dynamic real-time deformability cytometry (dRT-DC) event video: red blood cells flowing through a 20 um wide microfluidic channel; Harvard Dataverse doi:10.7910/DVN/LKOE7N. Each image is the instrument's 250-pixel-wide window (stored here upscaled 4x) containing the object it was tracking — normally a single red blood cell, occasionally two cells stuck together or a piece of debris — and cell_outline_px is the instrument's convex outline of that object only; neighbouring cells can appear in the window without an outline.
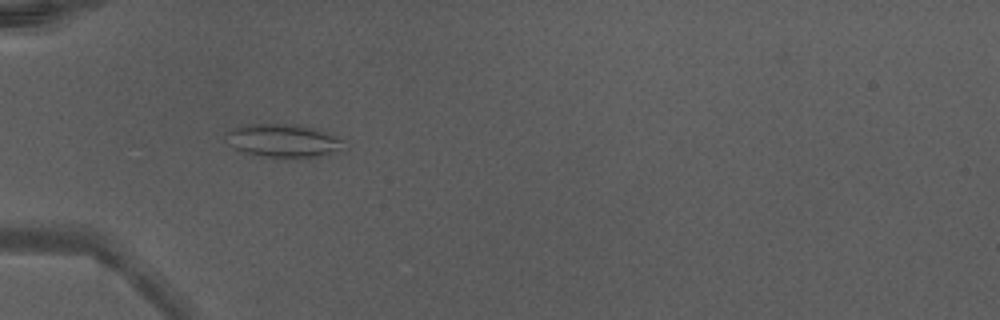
{"species": "Egyptian fruit bat (a non-hibernating species)", "species_latin": "Rousettus aegyptiacus", "temperature_condition": "warm", "stored_images_in_passage": 14, "camera_frame_rate_fps": 3000, "um_per_image_px": 0.085, "animal": {"sex": "male"}, "frame": {"image": 1, "passage_image": 3, "time_ms": 0.667, "image_size_px": [1000, 320], "cell_outline_px": [[344, 152], [304, 160], [284, 160], [256, 156], [232, 148], [224, 140], [224, 132], [228, 128], [248, 124], [296, 124], [316, 128], [328, 132], [344, 140]], "centroid_in_image_um": [24.1, 12.01], "position_along_channel_um": 60.9, "area_um2": 24.68}}
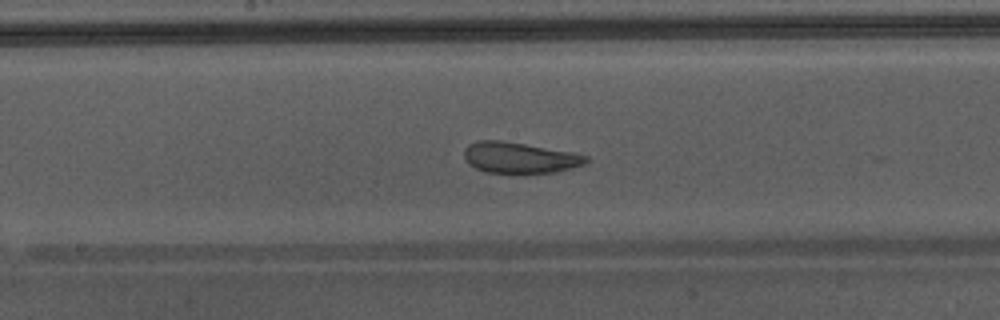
{"frame": {"image": 2, "passage_image": 10, "time_ms": 3.0, "image_size_px": [1000, 320], "cell_outline_px": [[592, 160], [588, 164], [556, 172], [488, 172], [476, 168], [468, 164], [464, 156], [464, 148], [468, 144], [476, 140], [500, 140], [572, 152], [588, 156]], "centroid_in_image_um": [44.2, 13.39], "position_along_channel_um": 204.0, "area_um2": 21.96}}